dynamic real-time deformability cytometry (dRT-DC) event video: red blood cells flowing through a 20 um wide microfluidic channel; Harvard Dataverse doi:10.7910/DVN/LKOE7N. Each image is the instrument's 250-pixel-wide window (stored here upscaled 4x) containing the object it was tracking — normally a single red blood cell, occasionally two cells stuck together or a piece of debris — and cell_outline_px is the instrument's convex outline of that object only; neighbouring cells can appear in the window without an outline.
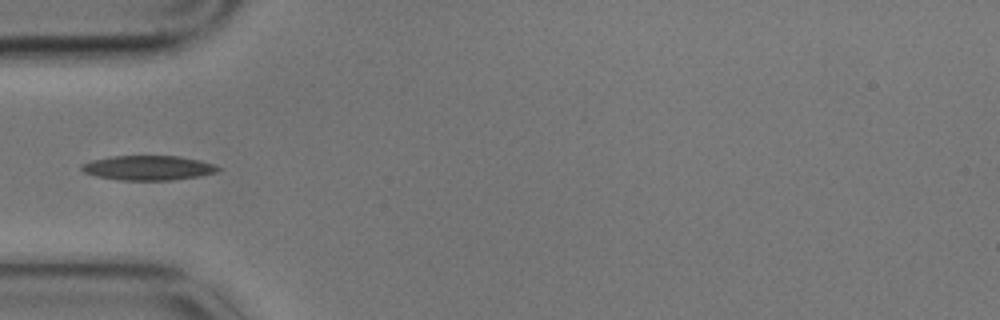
{"species": "common noctule bat (a hibernating species)", "species_latin": "Nyctalus noctula", "temperature_condition": "cold", "stored_images_in_passage": 13, "camera_frame_rate_fps": 3000, "um_per_image_px": 0.085, "animal": {"sex": "male", "body_mass_g": 17.9}, "frame": {"image": 1, "passage_image": 3, "time_ms": 0.667, "image_size_px": [1000, 320], "cell_outline_px": [[220, 168], [216, 172], [200, 176], [172, 180], [120, 180], [96, 176], [84, 172], [80, 168], [80, 164], [92, 160], [112, 156], [180, 156], [200, 160], [212, 164]], "centroid_in_image_um": [12.57, 14.27], "position_along_channel_um": 72.4, "area_um2": 19.54}}
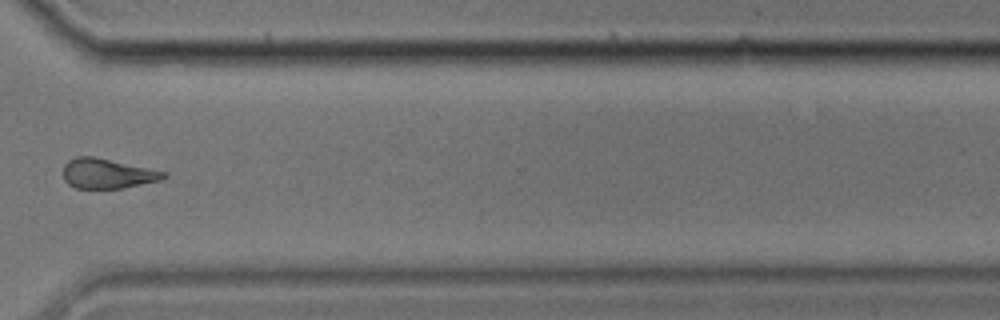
{"frame": {"image": 2, "passage_image": 10, "time_ms": 3.0, "image_size_px": [1000, 320], "cell_outline_px": [[168, 176], [160, 180], [124, 188], [76, 188], [68, 184], [64, 180], [64, 164], [68, 160], [76, 156], [92, 156], [168, 172]], "centroid_in_image_um": [9.13, 14.75], "position_along_channel_um": 361.5, "area_um2": 17.46}}
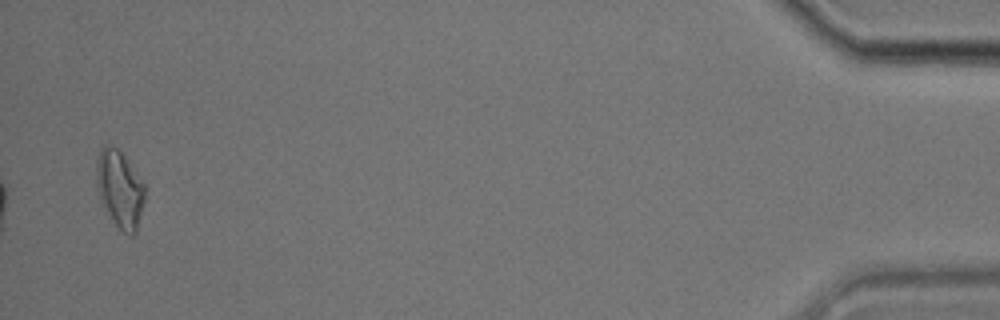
{"frame": {"image": 3, "passage_image": 13, "time_ms": 4.0, "image_size_px": [1000, 320], "cell_outline_px": [[144, 200], [136, 232], [132, 236], [128, 236], [112, 220], [100, 196], [96, 184], [96, 160], [104, 144], [112, 144], [124, 156], [144, 184]], "centroid_in_image_um": [10.17, 16.05], "position_along_channel_um": 425.0, "area_um2": 21.27}}